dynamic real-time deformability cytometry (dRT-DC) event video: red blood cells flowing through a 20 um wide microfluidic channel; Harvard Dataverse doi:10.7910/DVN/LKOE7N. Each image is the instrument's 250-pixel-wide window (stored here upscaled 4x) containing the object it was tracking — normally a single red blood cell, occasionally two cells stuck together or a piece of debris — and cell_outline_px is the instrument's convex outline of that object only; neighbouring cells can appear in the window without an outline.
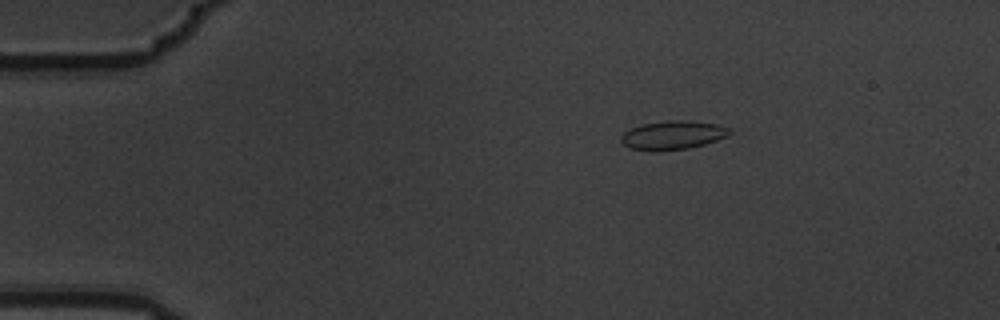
{"species": "common noctule bat (a hibernating species)", "species_latin": "Nyctalus noctula", "temperature_condition": "warm", "stored_images_in_passage": 4, "camera_frame_rate_fps": 3000, "um_per_image_px": 0.085, "animal": {"sex": "male", "body_mass_g": 19.5, "forearm_length_mm": 54.6}, "frame": {"image": 1, "passage_image": 2, "time_ms": 0.333, "image_size_px": [1000, 320], "cell_outline_px": [[732, 132], [728, 136], [704, 144], [688, 148], [652, 152], [628, 148], [620, 140], [620, 136], [624, 132], [632, 128], [644, 124], [668, 120], [688, 120], [716, 124], [728, 128]], "centroid_in_image_um": [57.16, 11.5], "position_along_channel_um": 27.8, "area_um2": 18.21}}